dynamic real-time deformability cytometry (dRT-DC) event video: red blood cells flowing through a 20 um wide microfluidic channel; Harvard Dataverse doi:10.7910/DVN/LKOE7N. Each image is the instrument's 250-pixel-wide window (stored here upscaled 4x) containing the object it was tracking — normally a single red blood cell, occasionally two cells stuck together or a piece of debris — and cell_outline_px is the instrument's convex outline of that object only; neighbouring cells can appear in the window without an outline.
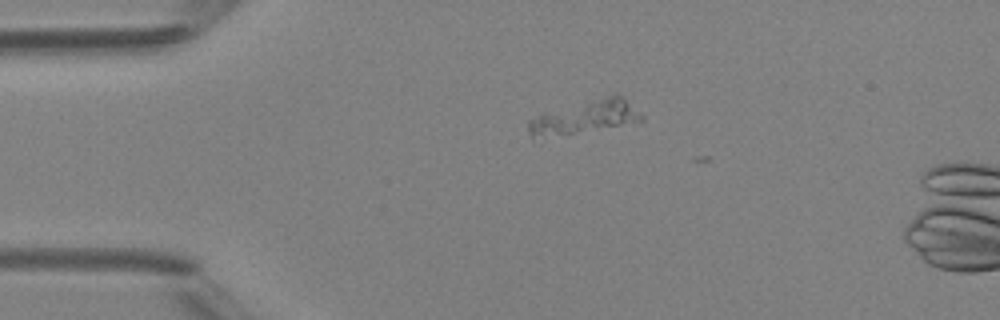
{"species": "Egyptian fruit bat (a non-hibernating species)", "species_latin": "Rousettus aegyptiacus", "temperature_condition": "room temperature", "stored_images_in_passage": 2, "camera_frame_rate_fps": 3000, "um_per_image_px": 0.085, "animal": {"sex": "female"}, "frame": {"image": 1, "passage_image": 1, "time_ms": 0.0, "image_size_px": [1000, 320], "cell_outline_px": [[644, 120], [532, 140], [528, 132], [528, 120], [544, 112], [608, 96], [620, 96], [644, 116]], "centroid_in_image_um": [49.59, 9.99], "position_along_channel_um": 35.4, "area_um2": 20.92}}